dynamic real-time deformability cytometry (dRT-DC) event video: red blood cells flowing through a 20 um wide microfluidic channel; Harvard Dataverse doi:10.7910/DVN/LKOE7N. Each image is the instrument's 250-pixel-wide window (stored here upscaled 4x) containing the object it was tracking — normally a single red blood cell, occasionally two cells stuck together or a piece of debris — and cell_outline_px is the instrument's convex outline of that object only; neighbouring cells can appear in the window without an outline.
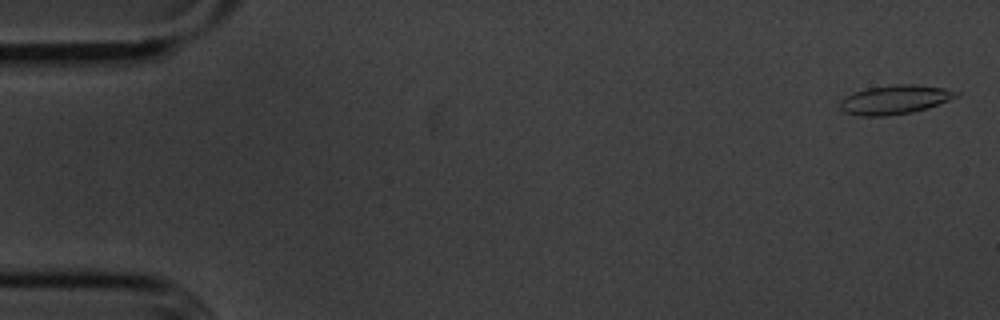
{"species": "common noctule bat (a hibernating species)", "species_latin": "Nyctalus noctula", "temperature_condition": "cold", "stored_images_in_passage": 56, "camera_frame_rate_fps": 3000, "um_per_image_px": 0.085, "animal": {"sex": "male", "body_mass_g": 20.1, "forearm_length_mm": 53.5}, "frame": {"image": 1, "passage_image": 2, "time_ms": 0.333, "image_size_px": [1000, 320], "cell_outline_px": [[960, 96], [928, 108], [912, 112], [884, 116], [860, 116], [844, 112], [840, 108], [840, 100], [844, 96], [852, 92], [868, 88], [900, 84], [916, 84], [944, 88], [960, 92]], "centroid_in_image_um": [76.06, 8.47], "position_along_channel_um": 8.9, "area_um2": 19.77}}
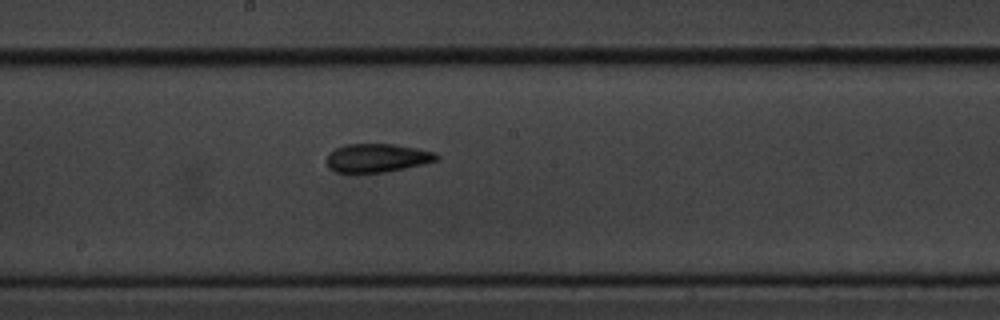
{"frame": {"image": 2, "passage_image": 30, "time_ms": 9.667, "image_size_px": [1000, 320], "cell_outline_px": [[440, 156], [436, 160], [404, 168], [384, 172], [336, 172], [328, 168], [328, 156], [336, 148], [348, 144], [396, 144], [436, 152]], "centroid_in_image_um": [32.07, 13.41], "position_along_channel_um": 216.1, "area_um2": 17.92}}
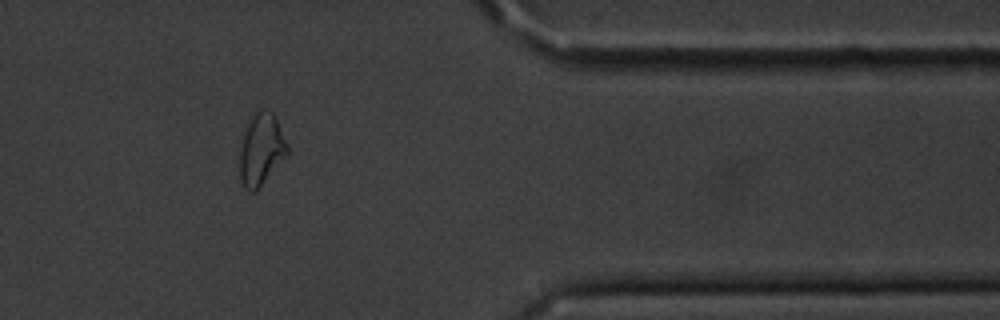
{"frame": {"image": 3, "passage_image": 46, "time_ms": 15.0, "image_size_px": [1000, 320], "cell_outline_px": [[288, 156], [256, 192], [248, 192], [240, 180], [240, 152], [244, 136], [248, 124], [252, 116], [260, 108], [264, 108], [272, 112], [288, 144]], "centroid_in_image_um": [22.23, 12.76], "position_along_channel_um": 389.2, "area_um2": 19.94}, "authors_computed_cell_mechanics": {"area_um2": 18.496, "velocity_mm_per_s": 3.615, "shape_relaxation_time_tau1_ms": 9.8872, "shape_relaxation_time_tau2_ms": 3.1838, "deformation_change_tau1": 0.2176, "deformation_change_tau2": 0.0895}}